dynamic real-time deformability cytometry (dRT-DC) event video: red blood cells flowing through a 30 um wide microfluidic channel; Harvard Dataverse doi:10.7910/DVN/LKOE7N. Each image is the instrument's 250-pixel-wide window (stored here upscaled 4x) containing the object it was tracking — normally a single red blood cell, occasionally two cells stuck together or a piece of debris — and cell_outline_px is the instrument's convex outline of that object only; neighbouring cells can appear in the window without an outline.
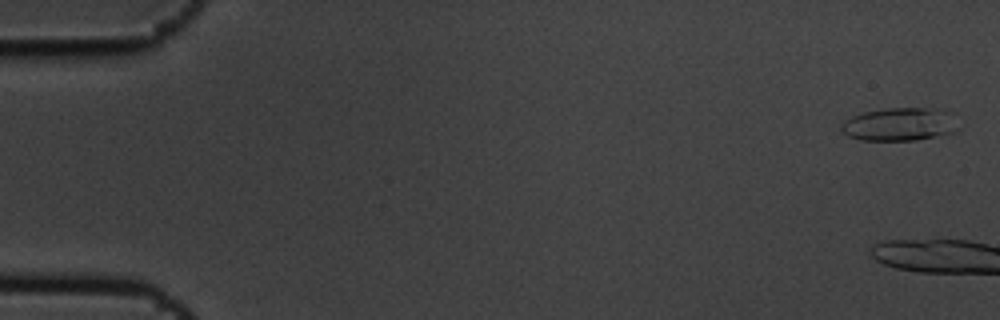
{"species": "common noctule bat (a hibernating species)", "species_latin": "Nyctalus noctula", "temperature_condition": "cold", "stored_images_in_passage": 6, "camera_frame_rate_fps": 3000, "um_per_image_px": 0.085, "animal": {"sex": "male", "body_mass_g": 19.5, "forearm_length_mm": 54.6}, "frame": {"image": 1, "passage_image": 1, "time_ms": 0.0, "image_size_px": [1000, 320], "cell_outline_px": [[956, 132], [916, 140], [860, 140], [848, 136], [840, 132], [840, 124], [844, 120], [860, 112], [888, 108], [928, 108], [936, 112]], "centroid_in_image_um": [76.12, 10.6], "position_along_channel_um": 8.9, "area_um2": 21.27}}